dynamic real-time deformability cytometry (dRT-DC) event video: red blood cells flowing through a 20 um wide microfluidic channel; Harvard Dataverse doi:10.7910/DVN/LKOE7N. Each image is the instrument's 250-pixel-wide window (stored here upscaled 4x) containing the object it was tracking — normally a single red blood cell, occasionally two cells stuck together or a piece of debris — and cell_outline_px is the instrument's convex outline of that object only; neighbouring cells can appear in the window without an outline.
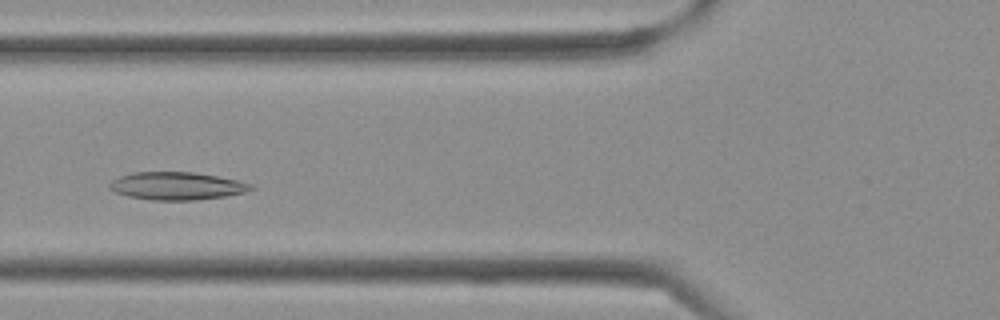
{"species": "Egyptian fruit bat (a non-hibernating species)", "species_latin": "Rousettus aegyptiacus", "temperature_condition": "cold", "stored_images_in_passage": 35, "camera_frame_rate_fps": 3000, "um_per_image_px": 0.085, "frame": {"image": 1, "passage_image": 11, "time_ms": 3.333, "image_size_px": [1000, 320], "cell_outline_px": [[256, 188], [244, 192], [224, 196], [196, 200], [152, 200], [128, 196], [116, 192], [108, 188], [108, 184], [112, 180], [120, 176], [132, 172], [196, 172], [236, 180], [252, 184]], "centroid_in_image_um": [15.0, 15.8], "position_along_channel_um": 110.8, "area_um2": 22.83}}
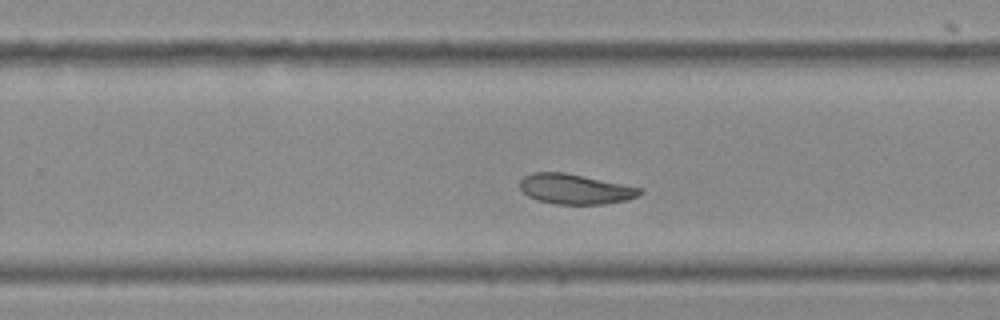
{"frame": {"image": 2, "passage_image": 21, "time_ms": 6.667, "image_size_px": [1000, 320], "cell_outline_px": [[644, 192], [628, 200], [604, 204], [556, 204], [536, 200], [528, 196], [520, 188], [520, 180], [524, 176], [532, 172], [564, 172], [644, 188]], "centroid_in_image_um": [48.9, 16.07], "position_along_channel_um": 280.9, "area_um2": 21.15}}
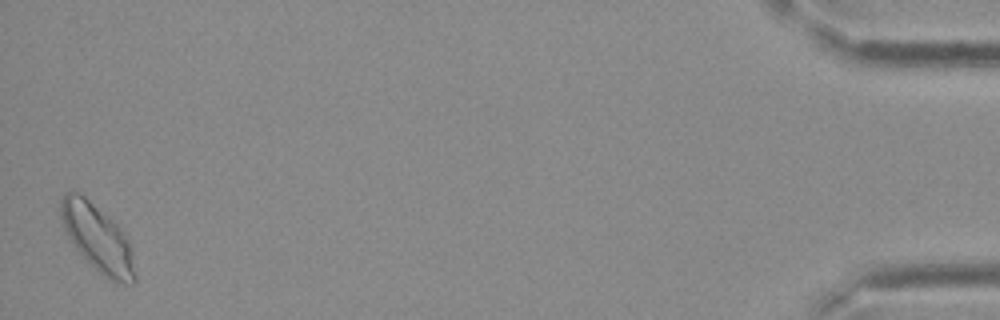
{"frame": {"image": 3, "passage_image": 35, "time_ms": 11.333, "image_size_px": [1000, 320], "cell_outline_px": [[136, 284], [116, 284], [104, 276], [84, 260], [72, 244], [64, 232], [60, 216], [60, 200], [64, 192], [76, 192], [84, 196], [112, 220], [116, 224], [124, 236], [132, 252], [136, 276]], "centroid_in_image_um": [8.26, 20.29], "position_along_channel_um": 426.9, "area_um2": 29.07}}